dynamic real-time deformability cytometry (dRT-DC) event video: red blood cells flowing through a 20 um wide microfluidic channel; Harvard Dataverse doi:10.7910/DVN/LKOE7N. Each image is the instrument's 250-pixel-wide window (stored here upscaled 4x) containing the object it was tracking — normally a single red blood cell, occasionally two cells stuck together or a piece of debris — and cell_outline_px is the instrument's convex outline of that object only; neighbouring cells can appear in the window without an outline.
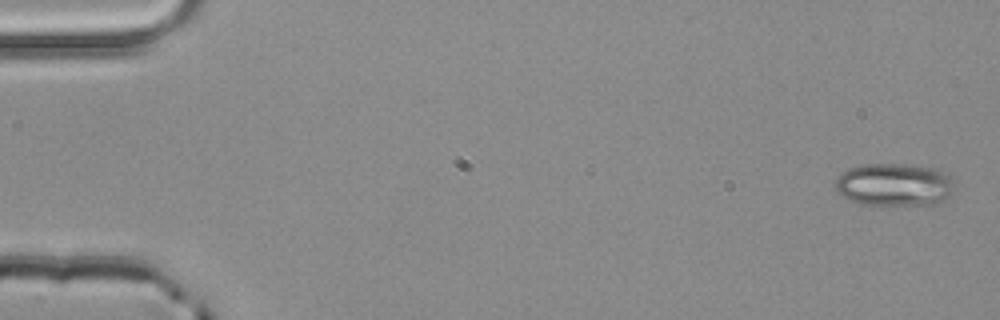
{"species": "common noctule bat (a hibernating species)", "species_latin": "Nyctalus noctula", "temperature_condition": "room temperature", "stored_images_in_passage": 4, "camera_frame_rate_fps": 3000, "um_per_image_px": 0.085, "animal": {"sex": "male", "body_mass_g": 20.4}, "frame": {"image": 1, "passage_image": 1, "time_ms": 0.0, "image_size_px": [1000, 320], "cell_outline_px": [[952, 192], [944, 200], [936, 204], [860, 204], [844, 196], [836, 188], [832, 180], [840, 172], [848, 168], [864, 164], [920, 164], [936, 168], [948, 172], [952, 184]], "centroid_in_image_um": [76.0, 15.65], "position_along_channel_um": 9.0, "area_um2": 29.94}}
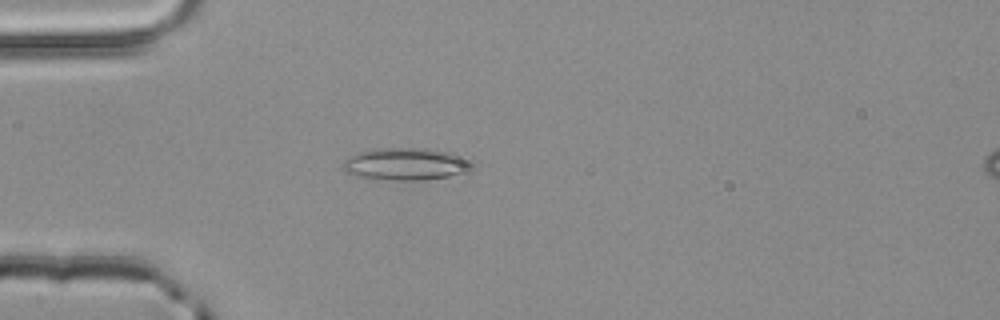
{"frame": {"image": 2, "passage_image": 4, "time_ms": 1.0, "image_size_px": [1000, 320], "cell_outline_px": [[476, 172], [468, 176], [420, 180], [368, 180], [344, 172], [344, 160], [360, 152], [380, 148], [428, 148], [464, 152], [472, 156], [476, 160]], "centroid_in_image_um": [34.84, 13.96], "position_along_channel_um": 50.2, "area_um2": 26.41}}